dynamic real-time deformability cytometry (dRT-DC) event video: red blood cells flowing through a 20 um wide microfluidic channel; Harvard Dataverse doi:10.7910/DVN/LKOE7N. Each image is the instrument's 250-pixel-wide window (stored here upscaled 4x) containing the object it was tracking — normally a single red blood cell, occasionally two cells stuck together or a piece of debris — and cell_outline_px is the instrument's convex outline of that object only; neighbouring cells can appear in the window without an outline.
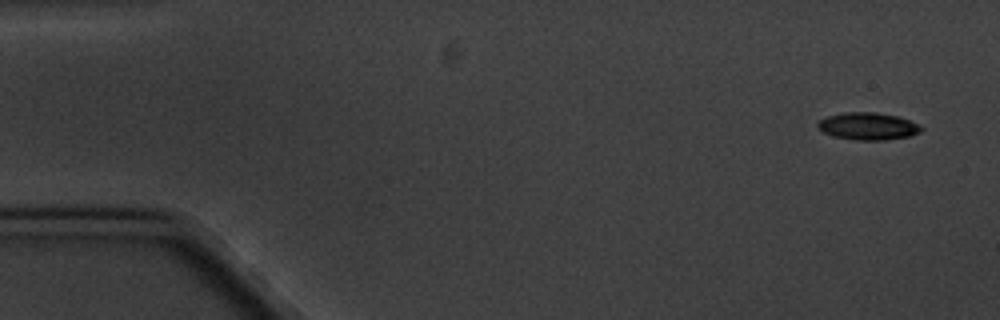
{"species": "common noctule bat (a hibernating species)", "species_latin": "Nyctalus noctula", "temperature_condition": "cold", "stored_images_in_passage": 4, "camera_frame_rate_fps": 3000, "um_per_image_px": 0.085, "animal": {"sex": "male", "body_mass_g": 20.1, "forearm_length_mm": 53.5}, "frame": {"image": 1, "passage_image": 1, "time_ms": 0.0, "image_size_px": [1000, 320], "cell_outline_px": [[924, 128], [920, 132], [908, 136], [884, 140], [856, 140], [832, 136], [816, 128], [816, 124], [820, 120], [828, 116], [844, 112], [876, 112], [896, 116], [920, 124]], "centroid_in_image_um": [73.76, 10.73], "position_along_channel_um": 11.2, "area_um2": 16.47}}